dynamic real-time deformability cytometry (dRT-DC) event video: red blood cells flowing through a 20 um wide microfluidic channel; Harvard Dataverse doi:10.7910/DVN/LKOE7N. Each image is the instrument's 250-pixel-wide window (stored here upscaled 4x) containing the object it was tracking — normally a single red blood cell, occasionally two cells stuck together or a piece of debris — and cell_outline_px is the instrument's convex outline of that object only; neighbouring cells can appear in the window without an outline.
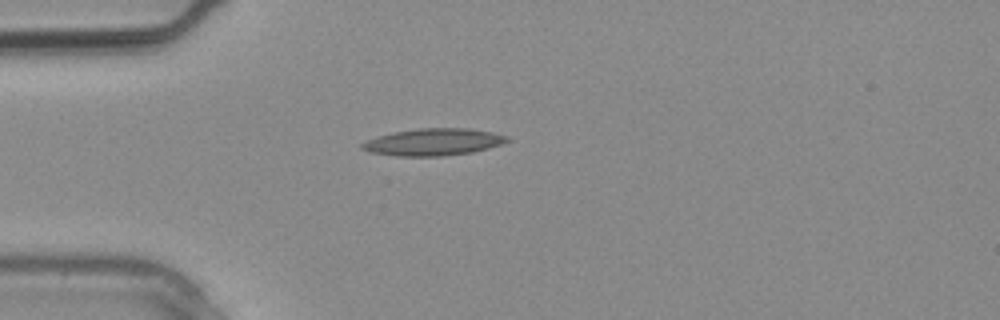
{"species": "common noctule bat (a hibernating species)", "species_latin": "Nyctalus noctula", "temperature_condition": "warm", "stored_images_in_passage": 1, "camera_frame_rate_fps": 3000, "um_per_image_px": 0.085, "animal": {"sex": "male", "body_mass_g": 20.4}, "frame": {"image": 1, "passage_image": 1, "time_ms": 0.0, "image_size_px": [1000, 320], "cell_outline_px": [[512, 140], [488, 148], [472, 152], [440, 156], [396, 156], [368, 152], [360, 148], [360, 144], [376, 136], [416, 128], [468, 128], [492, 132], [508, 136]], "centroid_in_image_um": [36.82, 12.07], "position_along_channel_um": 48.2, "area_um2": 22.89}}